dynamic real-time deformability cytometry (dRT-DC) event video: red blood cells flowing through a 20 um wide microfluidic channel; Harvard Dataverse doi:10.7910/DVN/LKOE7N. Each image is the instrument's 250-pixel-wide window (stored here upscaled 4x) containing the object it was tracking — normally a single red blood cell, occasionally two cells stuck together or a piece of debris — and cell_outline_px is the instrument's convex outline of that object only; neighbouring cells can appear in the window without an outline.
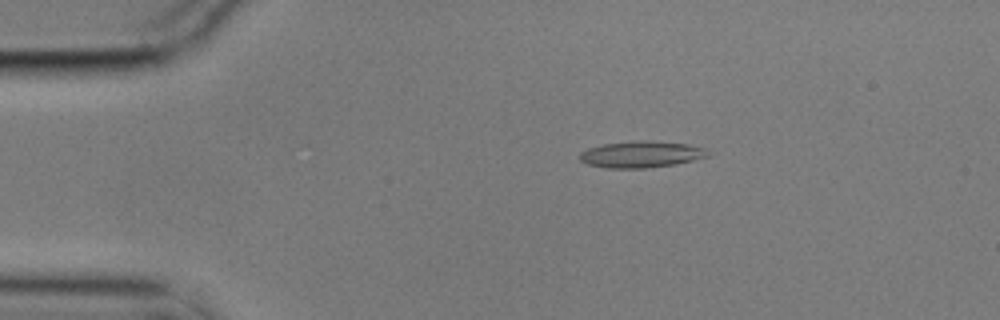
{"species": "common noctule bat (a hibernating species)", "species_latin": "Nyctalus noctula", "temperature_condition": "cold", "stored_images_in_passage": 47, "camera_frame_rate_fps": 3000, "um_per_image_px": 0.085, "animal": {"sex": "male", "body_mass_g": 17.9}, "frame": {"image": 1, "passage_image": 1, "time_ms": 0.0, "image_size_px": [1000, 320], "cell_outline_px": [[712, 156], [676, 164], [648, 168], [608, 168], [588, 164], [580, 160], [580, 152], [588, 148], [604, 144], [644, 140], [688, 144], [704, 148]], "centroid_in_image_um": [54.54, 13.13], "position_along_channel_um": 30.5, "area_um2": 19.71}}
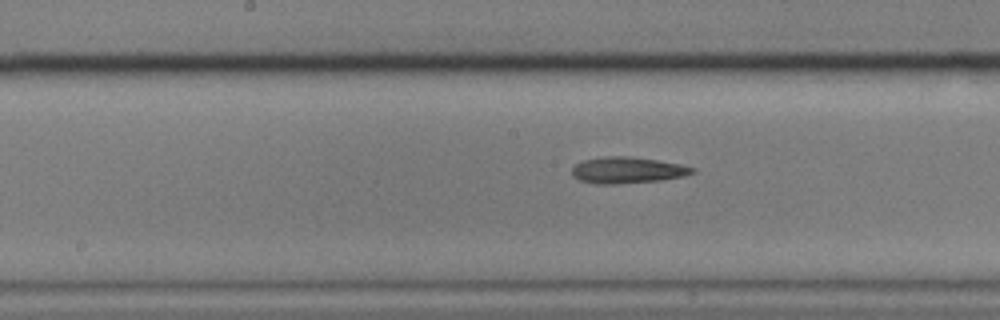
{"frame": {"image": 2, "passage_image": 19, "time_ms": 6.0, "image_size_px": [1000, 320], "cell_outline_px": [[696, 172], [684, 176], [660, 180], [616, 184], [596, 184], [580, 180], [572, 176], [572, 168], [576, 164], [584, 160], [604, 156], [632, 156], [680, 164], [696, 168]], "centroid_in_image_um": [53.33, 14.46], "position_along_channel_um": 194.9, "area_um2": 18.5}}
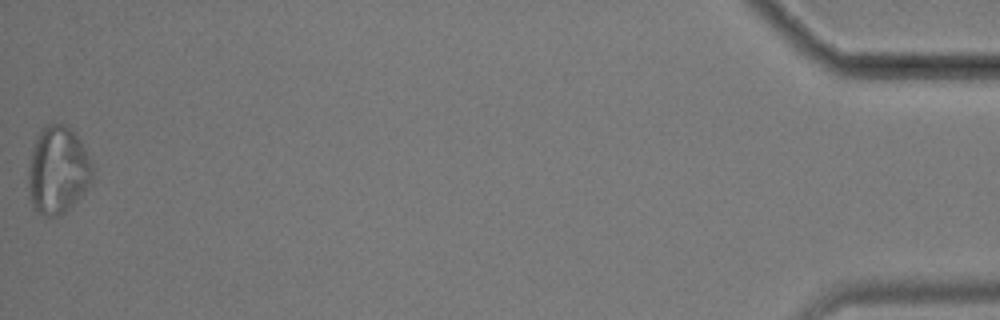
{"frame": {"image": 3, "passage_image": 47, "time_ms": 15.333, "image_size_px": [1000, 320], "cell_outline_px": [[92, 180], [84, 192], [60, 216], [44, 216], [36, 212], [32, 208], [28, 192], [28, 168], [36, 136], [48, 124], [64, 124], [80, 140], [92, 164]], "centroid_in_image_um": [4.88, 14.51], "position_along_channel_um": 430.3, "area_um2": 32.48}}